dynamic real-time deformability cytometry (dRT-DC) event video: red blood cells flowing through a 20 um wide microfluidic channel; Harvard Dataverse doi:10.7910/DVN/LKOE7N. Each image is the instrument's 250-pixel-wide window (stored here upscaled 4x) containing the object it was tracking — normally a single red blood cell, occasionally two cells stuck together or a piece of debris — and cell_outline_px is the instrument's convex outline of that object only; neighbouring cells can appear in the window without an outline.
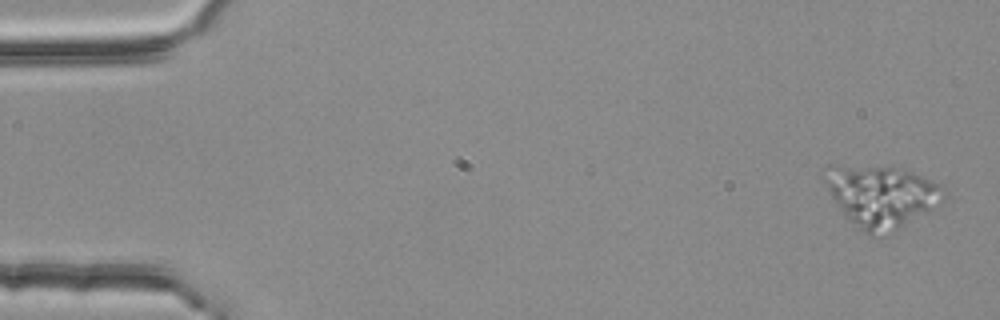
{"species": "common noctule bat (a hibernating species)", "species_latin": "Nyctalus noctula", "temperature_condition": "room temperature", "stored_images_in_passage": 3, "camera_frame_rate_fps": 3000, "um_per_image_px": 0.085, "animal": {"sex": "female", "body_mass_g": 25.1}, "frame": {"image": 1, "passage_image": 1, "time_ms": 0.0, "image_size_px": [1000, 320], "cell_outline_px": [[948, 196], [940, 208], [884, 236], [872, 236], [864, 232], [844, 216], [820, 176], [820, 172], [872, 168], [892, 168], [912, 172], [940, 184]], "centroid_in_image_um": [75.07, 16.79], "position_along_channel_um": 9.9, "area_um2": 42.14}}
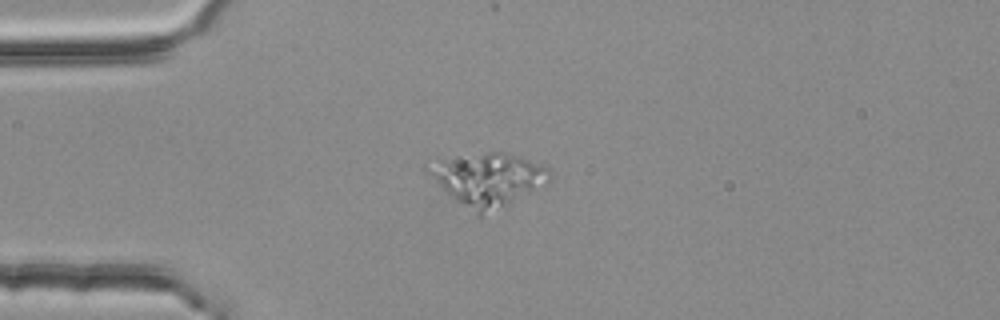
{"frame": {"image": 2, "passage_image": 3, "time_ms": 0.667, "image_size_px": [1000, 320], "cell_outline_px": [[552, 180], [480, 216], [476, 216], [456, 200], [424, 172], [424, 168], [436, 156], [488, 152], [500, 152], [516, 156], [544, 164], [552, 172]], "centroid_in_image_um": [41.37, 15.17], "position_along_channel_um": 43.6, "area_um2": 37.34}}